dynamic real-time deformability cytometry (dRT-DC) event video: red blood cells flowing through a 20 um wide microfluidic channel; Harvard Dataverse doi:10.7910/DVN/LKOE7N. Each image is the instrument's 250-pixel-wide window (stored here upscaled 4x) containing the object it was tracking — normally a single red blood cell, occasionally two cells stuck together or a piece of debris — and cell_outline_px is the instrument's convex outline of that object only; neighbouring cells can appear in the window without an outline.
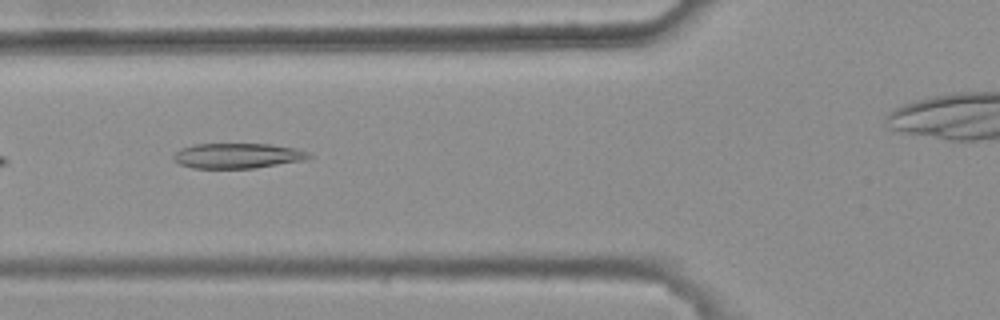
{"species": "common noctule bat (a hibernating species)", "species_latin": "Nyctalus noctula", "temperature_condition": "warm", "stored_images_in_passage": 4, "camera_frame_rate_fps": 3000, "um_per_image_px": 0.085, "animal": {"sex": "female", "body_mass_g": 25.1}, "frame": {"image": 1, "passage_image": 4, "time_ms": 1.0, "image_size_px": [1000, 320], "cell_outline_px": [[312, 156], [308, 160], [256, 168], [192, 168], [180, 164], [172, 160], [172, 156], [180, 148], [192, 144], [272, 144], [296, 148], [308, 152]], "centroid_in_image_um": [20.21, 13.24], "position_along_channel_um": 105.6, "area_um2": 20.17}}